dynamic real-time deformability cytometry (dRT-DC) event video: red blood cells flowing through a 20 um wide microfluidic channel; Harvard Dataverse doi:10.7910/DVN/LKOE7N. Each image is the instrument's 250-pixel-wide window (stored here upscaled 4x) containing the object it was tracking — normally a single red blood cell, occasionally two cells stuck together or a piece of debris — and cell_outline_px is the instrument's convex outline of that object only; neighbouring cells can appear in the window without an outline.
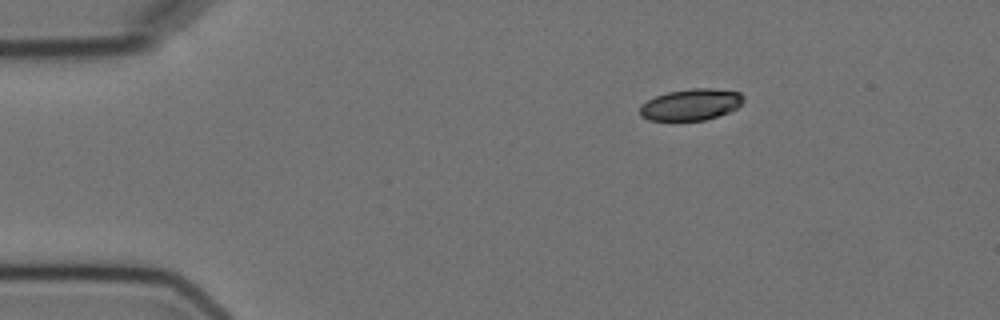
{"species": "Egyptian fruit bat (a non-hibernating species)", "species_latin": "Rousettus aegyptiacus", "temperature_condition": "cold", "stored_images_in_passage": 6, "camera_frame_rate_fps": 3000, "um_per_image_px": 0.085, "animal": {"sex": "female"}, "frame": {"image": 1, "passage_image": 1, "time_ms": 0.0, "image_size_px": [1000, 320], "cell_outline_px": [[744, 100], [736, 108], [728, 112], [704, 120], [648, 120], [640, 116], [640, 104], [656, 96], [668, 92], [692, 88], [712, 88], [740, 92], [744, 96]], "centroid_in_image_um": [58.72, 8.88], "position_along_channel_um": 26.3, "area_um2": 18.9}}